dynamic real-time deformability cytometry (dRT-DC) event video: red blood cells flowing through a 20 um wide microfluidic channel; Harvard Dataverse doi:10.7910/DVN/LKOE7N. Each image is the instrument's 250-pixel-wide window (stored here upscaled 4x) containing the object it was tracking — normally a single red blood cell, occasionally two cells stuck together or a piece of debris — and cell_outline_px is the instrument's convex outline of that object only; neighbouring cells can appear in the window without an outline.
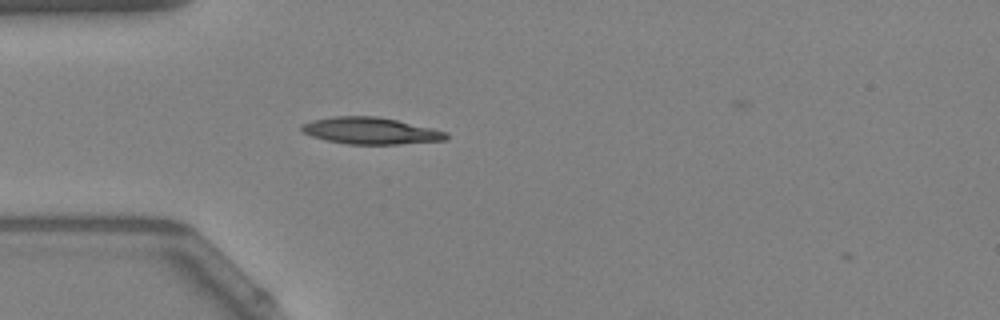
{"species": "Egyptian fruit bat (a non-hibernating species)", "species_latin": "Rousettus aegyptiacus", "temperature_condition": "warm", "stored_images_in_passage": 38, "camera_frame_rate_fps": 3000, "um_per_image_px": 0.085, "animal": {"sex": "female"}, "frame": {"image": 1, "passage_image": 1, "time_ms": 0.0, "image_size_px": [1000, 320], "cell_outline_px": [[448, 140], [400, 144], [348, 144], [328, 140], [312, 136], [304, 132], [300, 128], [300, 124], [312, 120], [332, 116], [376, 116], [396, 120], [432, 128], [448, 132]], "centroid_in_image_um": [31.51, 11.11], "position_along_channel_um": 53.5, "area_um2": 22.48}}
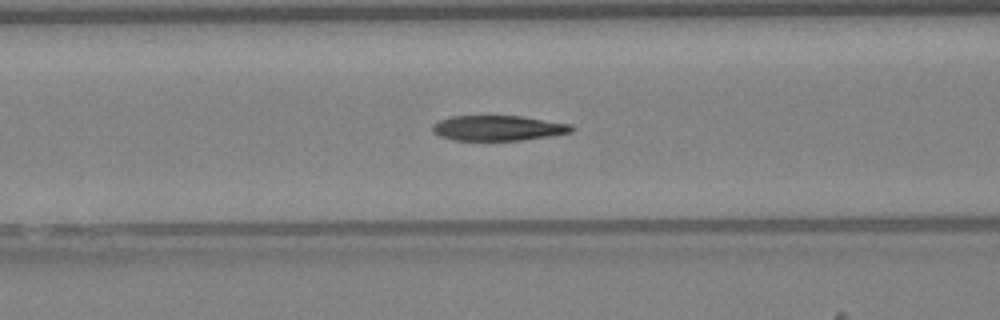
{"frame": {"image": 2, "passage_image": 7, "time_ms": 2.0, "image_size_px": [1000, 320], "cell_outline_px": [[576, 128], [572, 132], [552, 136], [520, 140], [452, 140], [440, 136], [432, 132], [432, 124], [440, 120], [452, 116], [524, 116], [572, 124]], "centroid_in_image_um": [42.37, 10.88], "position_along_channel_um": 124.2, "area_um2": 20.63}}
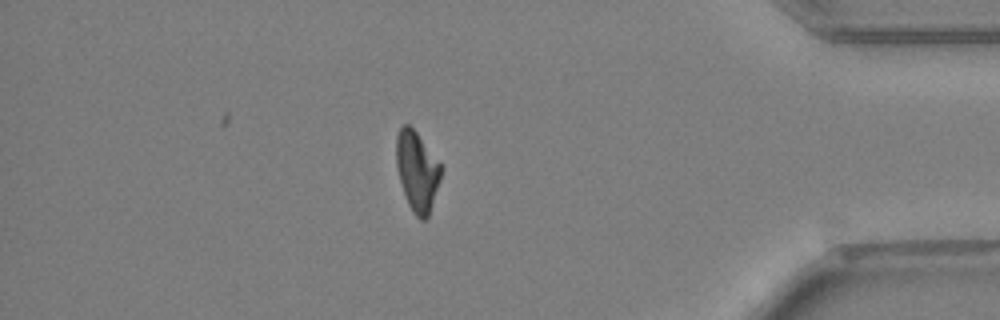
{"frame": {"image": 3, "passage_image": 31, "time_ms": 10.0, "image_size_px": [1000, 320], "cell_outline_px": [[444, 168], [428, 216], [424, 220], [420, 220], [416, 216], [408, 204], [400, 180], [396, 164], [396, 136], [400, 128], [404, 124], [408, 124], [416, 132]], "centroid_in_image_um": [35.46, 14.54], "position_along_channel_um": 399.7, "area_um2": 20.58}, "authors_computed_cell_mechanics": {"area_um2": 21.5305, "velocity_mm_per_s": 3.9117, "shape_relaxation_time_tau1_ms": 7.0498, "shape_relaxation_time_tau2_ms": 3.0146, "deformation_change_tau1": 0.2284, "deformation_change_tau2": 0.1165}}